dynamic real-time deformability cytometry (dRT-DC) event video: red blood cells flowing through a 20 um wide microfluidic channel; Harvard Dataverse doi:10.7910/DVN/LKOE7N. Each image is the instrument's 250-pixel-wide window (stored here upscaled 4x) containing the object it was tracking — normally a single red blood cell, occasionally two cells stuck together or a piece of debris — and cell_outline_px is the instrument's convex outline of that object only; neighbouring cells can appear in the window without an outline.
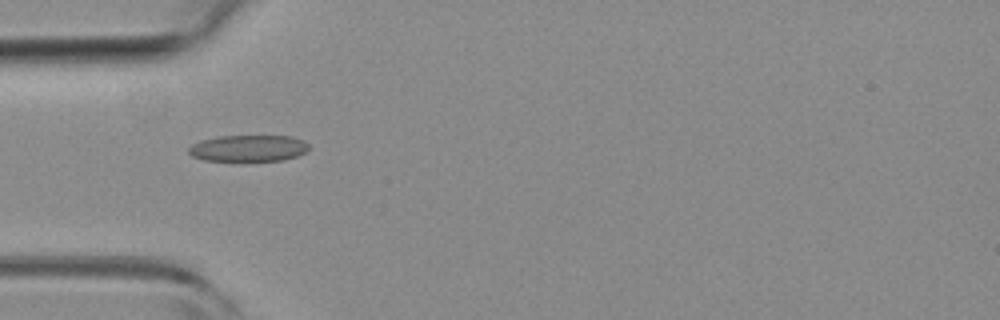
{"species": "common noctule bat (a hibernating species)", "species_latin": "Nyctalus noctula", "temperature_condition": "room temperature", "stored_images_in_passage": 8, "camera_frame_rate_fps": 3000, "um_per_image_px": 0.085, "animal": {"sex": "female", "body_mass_g": 19.3, "forearm_length_mm": 54.1}, "frame": {"image": 1, "passage_image": 5, "time_ms": 1.333, "image_size_px": [1000, 320], "cell_outline_px": [[308, 148], [304, 152], [296, 156], [284, 160], [244, 164], [240, 164], [204, 160], [192, 156], [188, 152], [188, 148], [192, 144], [200, 140], [216, 136], [292, 136], [304, 140], [308, 144]], "centroid_in_image_um": [21.07, 12.65], "position_along_channel_um": 63.9, "area_um2": 19.65}}
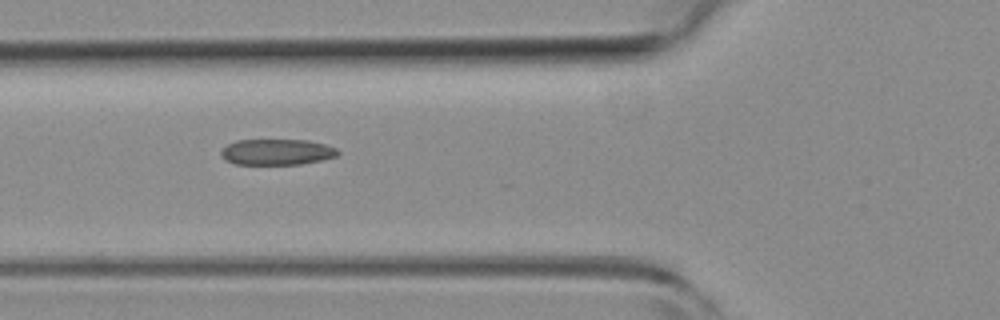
{"frame": {"image": 2, "passage_image": 6, "time_ms": 1.667, "image_size_px": [1000, 320], "cell_outline_px": [[340, 152], [336, 156], [320, 160], [300, 164], [236, 164], [224, 160], [220, 152], [228, 144], [236, 140], [308, 140], [324, 144], [336, 148]], "centroid_in_image_um": [23.52, 12.92], "position_along_channel_um": 102.3, "area_um2": 17.51}}
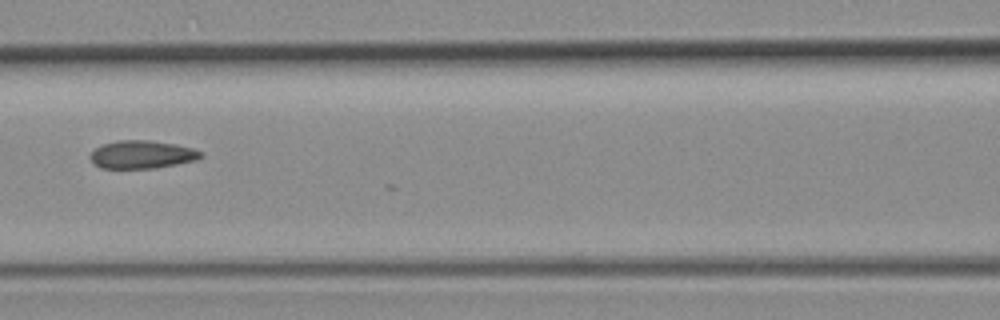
{"frame": {"image": 3, "passage_image": 7, "time_ms": 2.0, "image_size_px": [1000, 320], "cell_outline_px": [[204, 156], [196, 160], [156, 168], [100, 168], [88, 156], [96, 148], [104, 144], [116, 140], [148, 140], [176, 144], [192, 148], [204, 152]], "centroid_in_image_um": [12.1, 13.13], "position_along_channel_um": 154.5, "area_um2": 18.03}}